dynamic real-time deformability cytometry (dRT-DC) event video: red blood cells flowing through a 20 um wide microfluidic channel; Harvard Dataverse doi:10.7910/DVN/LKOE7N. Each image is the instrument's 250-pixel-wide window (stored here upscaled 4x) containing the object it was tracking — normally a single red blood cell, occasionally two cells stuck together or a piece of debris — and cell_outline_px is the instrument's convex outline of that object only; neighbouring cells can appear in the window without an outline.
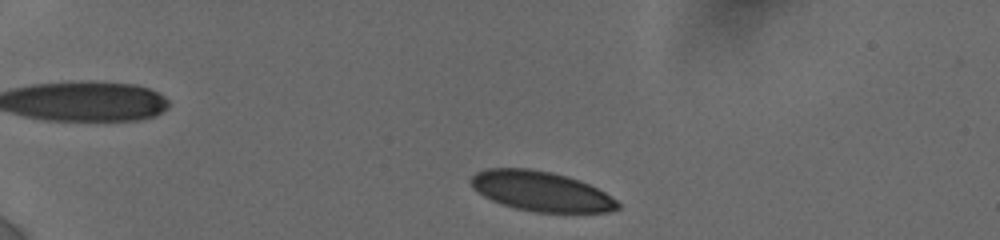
{"species": "human", "species_latin": "Homo sapiens", "temperature_condition": "cold", "stored_images_in_passage": 28, "camera_frame_rate_fps": 3000, "um_per_image_px": 0.085, "donor": {"sex": "female"}, "frame": {"image": 1, "passage_image": 1, "time_ms": 0.0, "image_size_px": [1000, 240], "cell_outline_px": [[620, 208], [608, 212], [536, 212], [516, 208], [500, 204], [484, 196], [472, 188], [468, 180], [476, 172], [488, 168], [528, 168], [552, 172], [568, 176], [580, 180], [604, 192], [616, 200], [620, 204]], "centroid_in_image_um": [45.96, 16.25], "position_along_channel_um": 39.0, "area_um2": 34.16}}
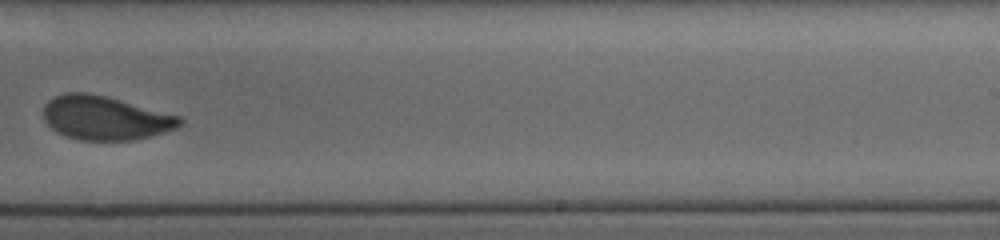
{"frame": {"image": 2, "passage_image": 16, "time_ms": 8.333, "image_size_px": [1000, 240], "cell_outline_px": [[184, 124], [176, 128], [148, 136], [132, 140], [80, 140], [56, 132], [44, 120], [44, 104], [48, 100], [56, 96], [68, 92], [84, 92], [104, 96], [120, 100], [180, 116], [184, 120]], "centroid_in_image_um": [8.93, 10.02], "position_along_channel_um": 280.1, "area_um2": 34.51}}
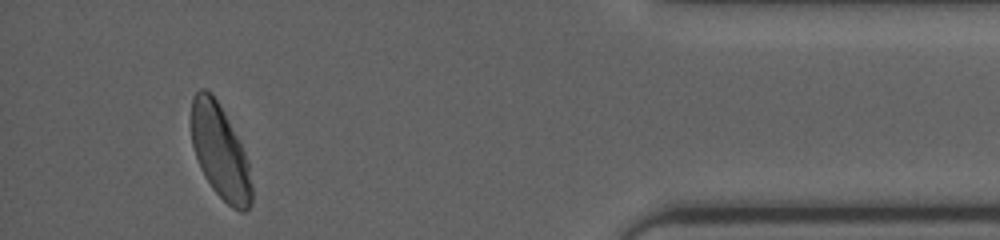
{"frame": {"image": 3, "passage_image": 27, "time_ms": 13.0, "image_size_px": [1000, 240], "cell_outline_px": [[252, 204], [244, 212], [240, 212], [232, 208], [212, 188], [204, 176], [200, 168], [192, 144], [192, 96], [200, 88], [204, 88], [212, 92], [240, 144], [248, 160], [252, 188]], "centroid_in_image_um": [18.71, 12.94], "position_along_channel_um": 416.5, "area_um2": 32.66}, "authors_computed_cell_mechanics": {"area_um2": 35.4892, "velocity_mm_per_s": 3.8114, "shape_relaxation_time_tau1_ms": 5.5071, "shape_relaxation_time_tau2_ms": 0.8317, "deformation_change_tau1": 0.1438, "deformation_change_tau2": 0.0378}}